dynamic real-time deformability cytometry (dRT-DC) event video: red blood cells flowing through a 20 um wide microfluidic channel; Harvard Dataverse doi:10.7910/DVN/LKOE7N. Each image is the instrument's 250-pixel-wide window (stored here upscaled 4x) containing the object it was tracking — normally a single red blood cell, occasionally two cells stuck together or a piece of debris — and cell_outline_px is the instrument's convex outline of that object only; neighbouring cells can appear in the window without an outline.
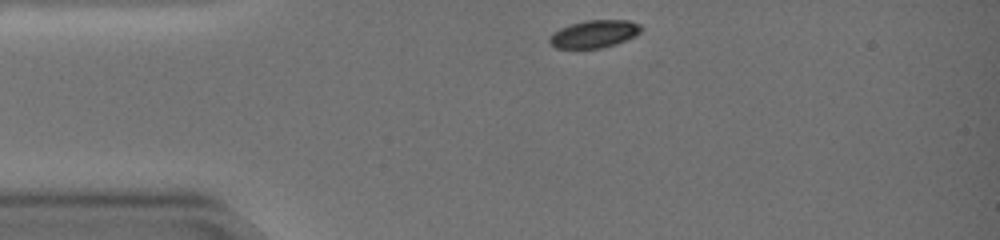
{"species": "common noctule bat (a hibernating species)", "species_latin": "Nyctalus noctula", "temperature_condition": "warm", "stored_images_in_passage": 26, "camera_frame_rate_fps": 3000, "um_per_image_px": 0.085, "animal": {"sex": "female", "body_mass_g": 19.0, "forearm_length_mm": 51.5}, "frame": {"image": 1, "passage_image": 1, "time_ms": 0.0, "image_size_px": [1000, 240], "cell_outline_px": [[640, 32], [616, 44], [600, 48], [556, 48], [548, 40], [560, 28], [572, 24], [588, 20], [628, 20], [640, 24]], "centroid_in_image_um": [50.51, 2.88], "position_along_channel_um": 34.5, "area_um2": 14.28}}